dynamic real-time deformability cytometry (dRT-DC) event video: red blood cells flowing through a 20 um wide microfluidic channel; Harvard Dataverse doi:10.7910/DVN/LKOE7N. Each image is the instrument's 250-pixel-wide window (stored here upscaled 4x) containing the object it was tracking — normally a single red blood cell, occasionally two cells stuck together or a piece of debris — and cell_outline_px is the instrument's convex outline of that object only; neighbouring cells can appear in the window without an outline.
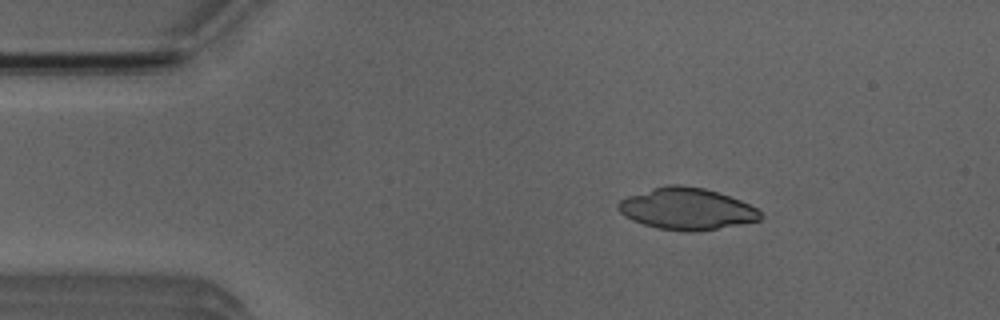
{"species": "Egyptian fruit bat (a non-hibernating species)", "species_latin": "Rousettus aegyptiacus", "temperature_condition": "room temperature", "stored_images_in_passage": 2, "camera_frame_rate_fps": 3000, "um_per_image_px": 0.085, "animal": {"sex": "male"}, "frame": {"image": 1, "passage_image": 1, "time_ms": 0.0, "image_size_px": [1000, 320], "cell_outline_px": [[764, 216], [760, 220], [740, 224], [696, 232], [684, 232], [656, 228], [632, 220], [624, 216], [616, 208], [616, 204], [620, 200], [628, 196], [652, 188], [668, 184], [680, 184], [704, 188], [740, 200], [756, 208]], "centroid_in_image_um": [58.34, 17.75], "position_along_channel_um": 26.7, "area_um2": 34.62}}